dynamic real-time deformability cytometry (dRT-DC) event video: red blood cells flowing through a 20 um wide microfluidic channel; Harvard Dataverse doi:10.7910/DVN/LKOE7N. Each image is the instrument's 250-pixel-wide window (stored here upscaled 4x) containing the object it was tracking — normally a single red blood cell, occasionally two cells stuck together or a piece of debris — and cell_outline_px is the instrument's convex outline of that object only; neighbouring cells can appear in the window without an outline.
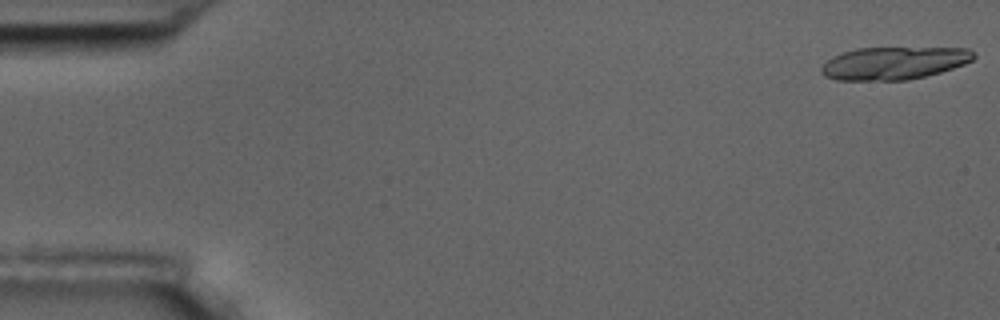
{"species": "common noctule bat (a hibernating species)", "species_latin": "Nyctalus noctula", "temperature_condition": "room temperature", "stored_images_in_passage": 18, "camera_frame_rate_fps": 3000, "um_per_image_px": 0.085, "animal": {"sex": "male", "body_mass_g": 17.5, "forearm_length_mm": 52.3}, "frame": {"image": 1, "passage_image": 1, "time_ms": 0.0, "image_size_px": [1000, 320], "cell_outline_px": [[976, 56], [972, 60], [964, 64], [940, 72], [908, 80], [836, 80], [824, 76], [820, 72], [820, 68], [832, 56], [856, 48], [968, 48], [976, 52]], "centroid_in_image_um": [75.98, 5.36], "position_along_channel_um": 9.0, "area_um2": 29.02}}